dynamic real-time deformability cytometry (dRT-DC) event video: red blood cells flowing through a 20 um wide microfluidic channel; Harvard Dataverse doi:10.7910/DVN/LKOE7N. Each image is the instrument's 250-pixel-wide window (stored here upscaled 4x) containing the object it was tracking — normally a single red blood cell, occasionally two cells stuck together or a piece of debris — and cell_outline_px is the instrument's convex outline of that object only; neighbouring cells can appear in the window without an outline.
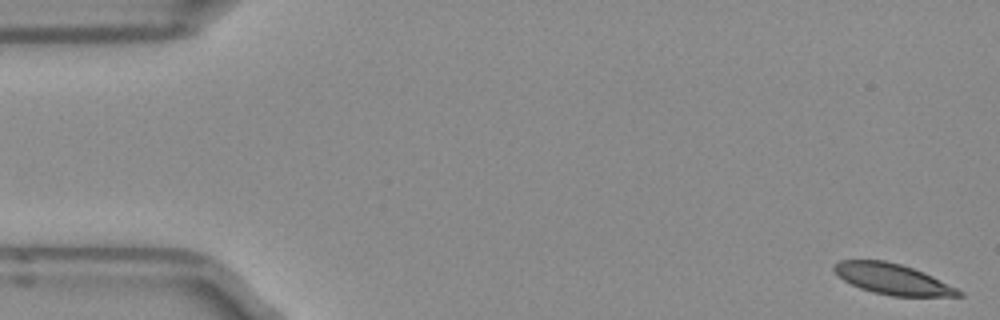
{"species": "Egyptian fruit bat (a non-hibernating species)", "species_latin": "Rousettus aegyptiacus", "temperature_condition": "room temperature", "stored_images_in_passage": 12, "camera_frame_rate_fps": 3000, "um_per_image_px": 0.085, "frame": {"image": 1, "passage_image": 1, "time_ms": 0.0, "image_size_px": [1000, 320], "cell_outline_px": [[964, 296], [892, 296], [872, 292], [860, 288], [844, 280], [832, 268], [832, 264], [840, 260], [884, 260], [900, 264], [924, 272], [964, 292]], "centroid_in_image_um": [75.86, 23.72], "position_along_channel_um": 9.1, "area_um2": 22.14}}